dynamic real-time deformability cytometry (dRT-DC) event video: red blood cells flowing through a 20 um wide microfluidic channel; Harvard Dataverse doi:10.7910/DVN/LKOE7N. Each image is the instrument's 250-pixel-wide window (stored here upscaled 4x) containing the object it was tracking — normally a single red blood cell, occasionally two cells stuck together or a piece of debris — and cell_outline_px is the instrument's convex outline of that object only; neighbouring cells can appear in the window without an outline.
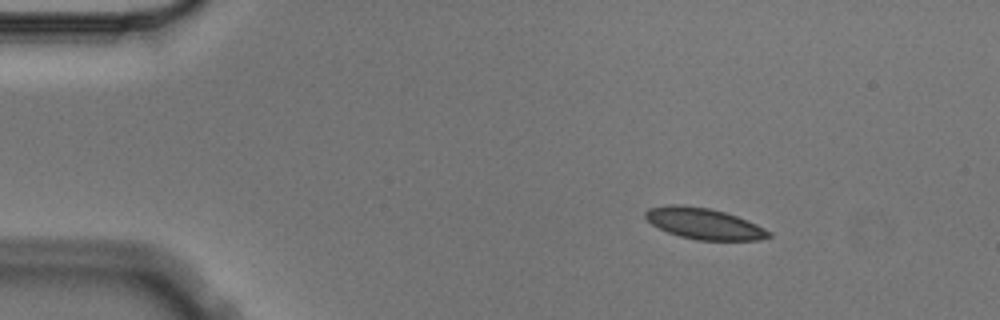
{"species": "Egyptian fruit bat (a non-hibernating species)", "species_latin": "Rousettus aegyptiacus", "temperature_condition": "cold", "stored_images_in_passage": 3, "camera_frame_rate_fps": 3000, "um_per_image_px": 0.085, "animal": {"sex": "male"}, "frame": {"image": 1, "passage_image": 1, "time_ms": 0.0, "image_size_px": [1000, 320], "cell_outline_px": [[772, 236], [760, 240], [696, 240], [680, 236], [668, 232], [652, 224], [644, 216], [644, 212], [648, 208], [668, 204], [680, 204], [708, 208], [724, 212], [736, 216], [756, 224], [772, 232]], "centroid_in_image_um": [59.83, 19.0], "position_along_channel_um": 25.2, "area_um2": 22.31}}